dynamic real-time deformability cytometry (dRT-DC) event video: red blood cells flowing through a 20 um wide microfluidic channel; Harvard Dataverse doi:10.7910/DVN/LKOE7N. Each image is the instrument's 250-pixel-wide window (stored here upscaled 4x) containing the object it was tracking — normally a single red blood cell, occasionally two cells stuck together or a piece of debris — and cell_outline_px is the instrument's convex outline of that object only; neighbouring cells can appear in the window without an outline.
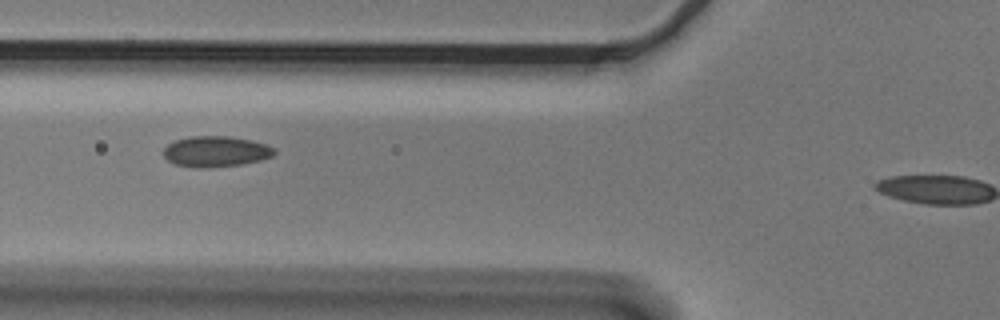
{"species": "Egyptian fruit bat (a non-hibernating species)", "species_latin": "Rousettus aegyptiacus", "temperature_condition": "cold", "stored_images_in_passage": 5, "camera_frame_rate_fps": 3000, "um_per_image_px": 0.085, "animal": {"sex": "male"}, "frame": {"image": 1, "passage_image": 3, "time_ms": 0.667, "image_size_px": [1000, 320], "cell_outline_px": [[276, 152], [272, 156], [260, 160], [240, 164], [208, 168], [196, 168], [176, 164], [168, 160], [164, 156], [164, 148], [168, 144], [176, 140], [192, 136], [228, 136], [252, 140], [268, 144], [276, 148]], "centroid_in_image_um": [18.38, 12.87], "position_along_channel_um": 107.4, "area_um2": 19.88}}